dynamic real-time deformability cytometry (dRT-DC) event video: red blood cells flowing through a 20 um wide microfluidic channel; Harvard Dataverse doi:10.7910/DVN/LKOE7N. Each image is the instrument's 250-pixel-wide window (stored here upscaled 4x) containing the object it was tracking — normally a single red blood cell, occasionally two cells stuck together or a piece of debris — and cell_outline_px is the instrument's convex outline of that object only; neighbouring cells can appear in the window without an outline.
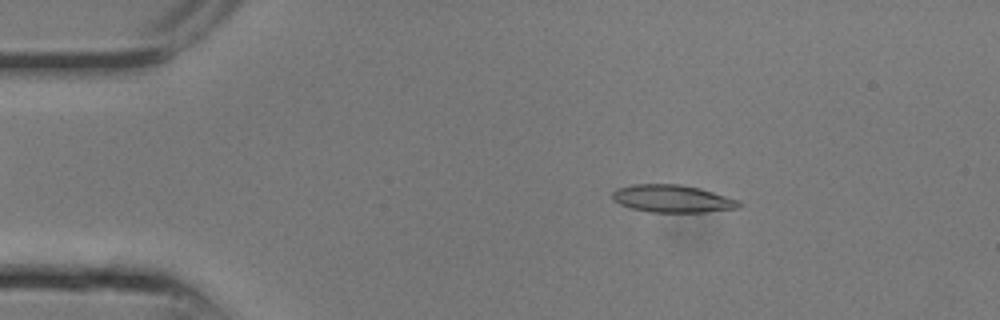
{"species": "common noctule bat (a hibernating species)", "species_latin": "Nyctalus noctula", "temperature_condition": "room temperature", "stored_images_in_passage": 6, "camera_frame_rate_fps": 3000, "um_per_image_px": 0.085, "animal": {"sex": "male", "body_mass_g": 13.3}, "frame": {"image": 1, "passage_image": 3, "time_ms": 0.667, "image_size_px": [1000, 320], "cell_outline_px": [[744, 204], [740, 208], [704, 212], [648, 212], [632, 208], [620, 204], [612, 200], [612, 192], [616, 188], [632, 184], [680, 184], [700, 188], [740, 200]], "centroid_in_image_um": [57.17, 16.88], "position_along_channel_um": 27.8, "area_um2": 20.58}}
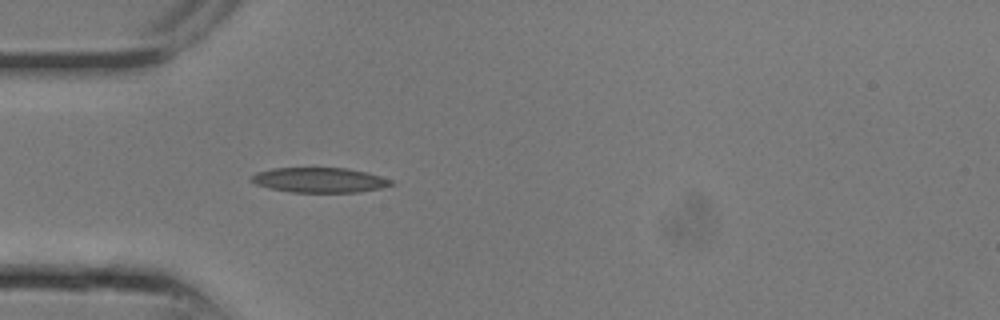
{"frame": {"image": 2, "passage_image": 6, "time_ms": 1.667, "image_size_px": [1000, 320], "cell_outline_px": [[396, 184], [380, 188], [360, 192], [292, 192], [268, 188], [256, 184], [252, 180], [252, 176], [256, 172], [272, 168], [348, 168], [368, 172], [392, 180]], "centroid_in_image_um": [27.19, 15.3], "position_along_channel_um": 57.8, "area_um2": 20.35}}